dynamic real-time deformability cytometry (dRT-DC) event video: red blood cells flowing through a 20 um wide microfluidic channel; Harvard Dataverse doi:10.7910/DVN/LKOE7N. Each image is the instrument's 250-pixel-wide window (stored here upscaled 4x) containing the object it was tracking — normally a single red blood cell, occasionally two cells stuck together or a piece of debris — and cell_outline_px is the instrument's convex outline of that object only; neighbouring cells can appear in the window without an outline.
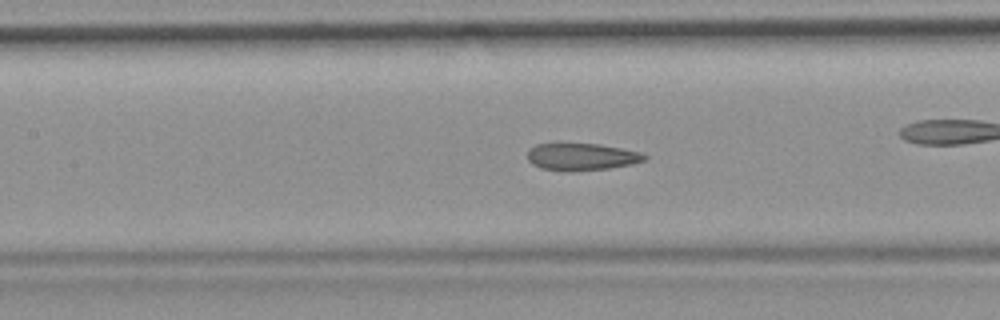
{"species": "common noctule bat (a hibernating species)", "species_latin": "Nyctalus noctula", "temperature_condition": "room temperature", "stored_images_in_passage": 54, "camera_frame_rate_fps": 3000, "um_per_image_px": 0.085, "animal": {"sex": "female", "body_mass_g": 19.9}, "frame": {"image": 1, "passage_image": 24, "time_ms": 7.667, "image_size_px": [1000, 320], "cell_outline_px": [[648, 156], [644, 160], [632, 164], [608, 168], [572, 172], [564, 172], [540, 168], [532, 164], [528, 160], [528, 148], [536, 144], [556, 140], [600, 144], [640, 152]], "centroid_in_image_um": [49.33, 13.28], "position_along_channel_um": 158.1, "area_um2": 19.54}, "authors_computed_cell_mechanics": {"area_um2": 19.7387, "velocity_mm_per_s": 3.7213, "shape_relaxation_time_tau1_ms": null, "shape_relaxation_time_tau2_ms": 1.3943, "deformation_change_tau1": null, "deformation_change_tau2": 0.0756}}